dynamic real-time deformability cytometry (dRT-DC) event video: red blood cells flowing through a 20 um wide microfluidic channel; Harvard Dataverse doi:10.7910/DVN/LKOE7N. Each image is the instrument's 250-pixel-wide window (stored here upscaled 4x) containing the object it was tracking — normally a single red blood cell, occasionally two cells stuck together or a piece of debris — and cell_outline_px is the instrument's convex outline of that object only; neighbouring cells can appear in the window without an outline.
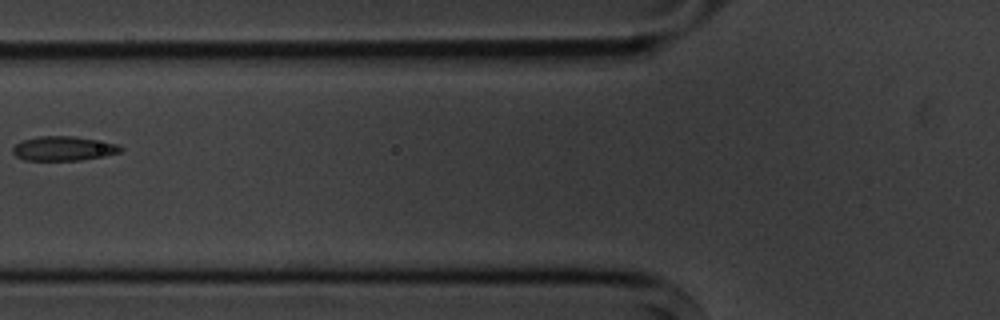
{"species": "common noctule bat (a hibernating species)", "species_latin": "Nyctalus noctula", "temperature_condition": "cold", "stored_images_in_passage": 7, "camera_frame_rate_fps": 3000, "um_per_image_px": 0.085, "animal": {"sex": "male", "body_mass_g": 20.1, "forearm_length_mm": 53.5}, "frame": {"image": 1, "passage_image": 6, "time_ms": 6.667, "image_size_px": [1000, 320], "cell_outline_px": [[124, 148], [120, 152], [104, 156], [80, 160], [24, 160], [16, 156], [12, 152], [12, 148], [16, 144], [24, 140], [40, 136], [72, 136], [120, 144]], "centroid_in_image_um": [5.41, 12.62], "position_along_channel_um": 120.4, "area_um2": 15.26}}
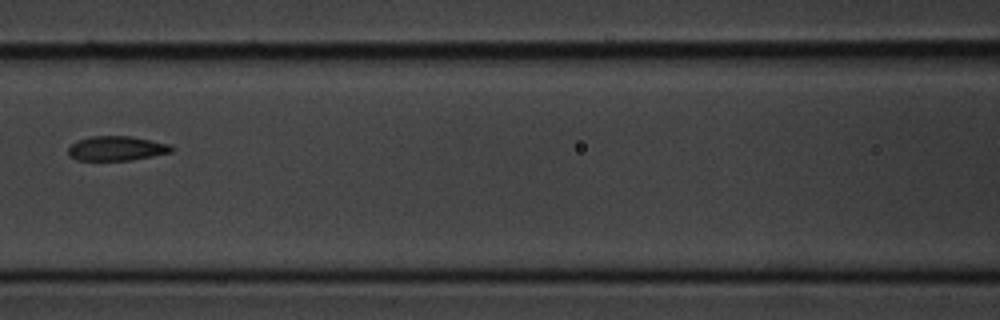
{"frame": {"image": 2, "passage_image": 7, "time_ms": 7.667, "image_size_px": [1000, 320], "cell_outline_px": [[176, 148], [172, 152], [132, 160], [76, 160], [68, 156], [68, 148], [76, 140], [92, 136], [132, 136], [172, 144]], "centroid_in_image_um": [9.94, 12.61], "position_along_channel_um": 156.7, "area_um2": 15.03}}